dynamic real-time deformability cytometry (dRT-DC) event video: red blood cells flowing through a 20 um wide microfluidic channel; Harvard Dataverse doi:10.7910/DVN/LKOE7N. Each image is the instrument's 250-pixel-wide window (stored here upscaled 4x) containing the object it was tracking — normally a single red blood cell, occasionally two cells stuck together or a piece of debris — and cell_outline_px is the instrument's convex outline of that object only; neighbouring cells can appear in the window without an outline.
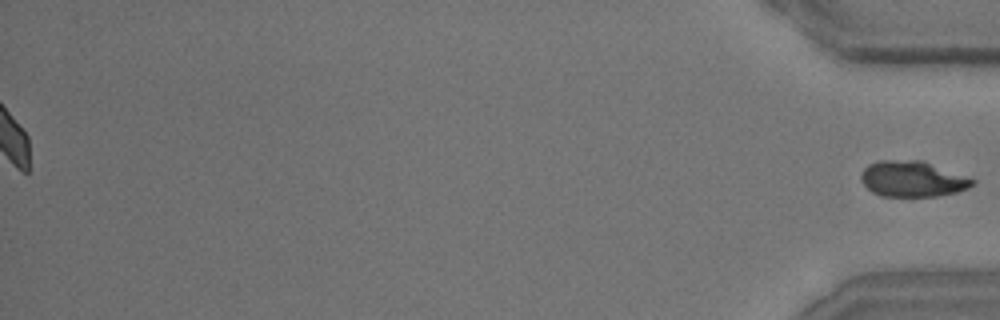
{"species": "common noctule bat (a hibernating species)", "species_latin": "Nyctalus noctula", "temperature_condition": "room temperature", "stored_images_in_passage": 55, "segment_of_instrument_passage": [2, 2], "camera_frame_rate_fps": 3000, "um_per_image_px": 0.085, "animal": {"sex": "male", "body_mass_g": 15.6}, "frame": {"image": 1, "passage_image": 55, "time_ms": 18.0, "image_size_px": [1000, 320], "cell_outline_px": [[976, 180], [968, 188], [956, 192], [936, 196], [880, 196], [872, 192], [864, 184], [860, 176], [864, 168], [868, 164], [880, 160], [924, 160], [968, 176]], "centroid_in_image_um": [77.57, 15.19], "position_along_channel_um": 357.6, "area_um2": 23.35}}